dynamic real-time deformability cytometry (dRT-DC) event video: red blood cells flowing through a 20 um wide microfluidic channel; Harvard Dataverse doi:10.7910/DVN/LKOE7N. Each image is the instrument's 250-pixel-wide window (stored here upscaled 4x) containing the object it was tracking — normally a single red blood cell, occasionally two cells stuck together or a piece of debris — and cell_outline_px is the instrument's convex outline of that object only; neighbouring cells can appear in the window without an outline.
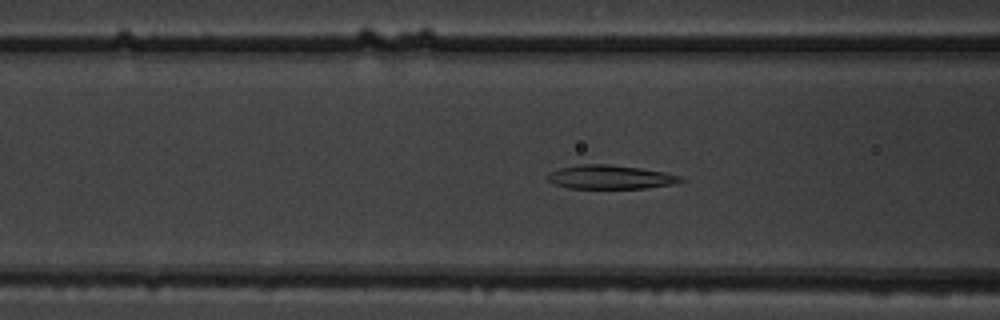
{"species": "common noctule bat (a hibernating species)", "species_latin": "Nyctalus noctula", "temperature_condition": "warm", "stored_images_in_passage": 53, "camera_frame_rate_fps": 3000, "um_per_image_px": 0.085, "animal": {"sex": "male", "body_mass_g": 19.5, "forearm_length_mm": 54.6}, "frame": {"image": 1, "passage_image": 21, "time_ms": 6.667, "image_size_px": [1000, 320], "cell_outline_px": [[684, 180], [672, 184], [648, 188], [568, 188], [552, 184], [548, 180], [548, 172], [560, 168], [584, 164], [608, 164], [640, 168], [664, 172], [684, 176]], "centroid_in_image_um": [51.88, 15.05], "position_along_channel_um": 114.7, "area_um2": 18.5}}
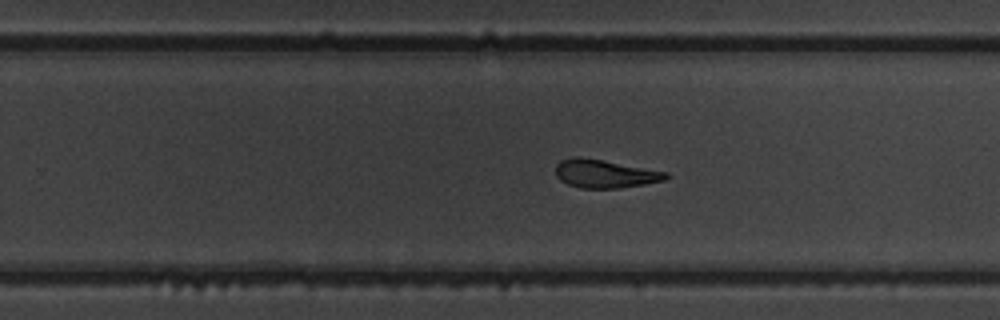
{"frame": {"image": 2, "passage_image": 34, "time_ms": 11.0, "image_size_px": [1000, 320], "cell_outline_px": [[668, 176], [664, 180], [644, 184], [620, 188], [580, 188], [568, 184], [560, 180], [556, 176], [556, 164], [560, 160], [572, 156], [580, 156], [604, 160], [668, 172]], "centroid_in_image_um": [51.37, 14.75], "position_along_channel_um": 278.4, "area_um2": 18.26}}
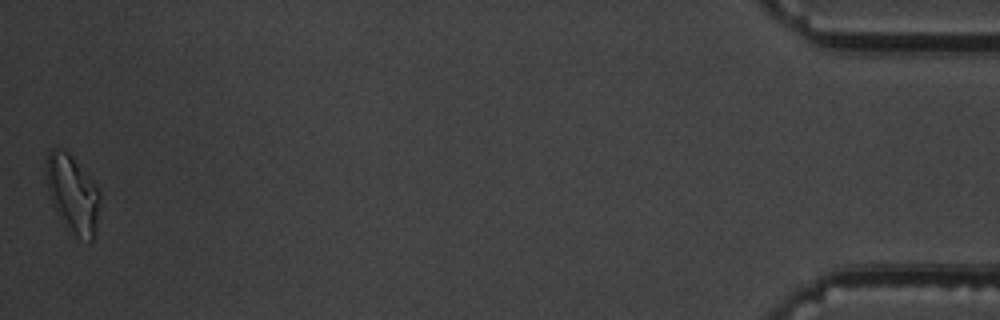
{"frame": {"image": 3, "passage_image": 53, "time_ms": 17.333, "image_size_px": [1000, 320], "cell_outline_px": [[100, 196], [96, 220], [92, 240], [88, 240], [76, 232], [68, 224], [52, 204], [48, 192], [48, 152], [52, 148], [56, 148], [68, 152], [92, 176], [100, 188]], "centroid_in_image_um": [6.22, 16.34], "position_along_channel_um": 429.0, "area_um2": 23.12}, "authors_computed_cell_mechanics": {"area_um2": 19.5364, "velocity_mm_per_s": 3.7822, "shape_relaxation_time_tau1_ms": 8.608, "shape_relaxation_time_tau2_ms": 3.0718, "deformation_change_tau1": 0.2714, "deformation_change_tau2": 0.1232}}